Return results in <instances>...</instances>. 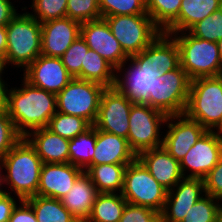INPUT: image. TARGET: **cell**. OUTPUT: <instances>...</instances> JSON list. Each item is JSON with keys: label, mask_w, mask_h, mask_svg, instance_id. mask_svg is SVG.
<instances>
[{"label": "cell", "mask_w": 222, "mask_h": 222, "mask_svg": "<svg viewBox=\"0 0 222 222\" xmlns=\"http://www.w3.org/2000/svg\"><path fill=\"white\" fill-rule=\"evenodd\" d=\"M181 34V35H180ZM169 34L177 43L180 66L192 80L222 75L217 42L192 36L187 31Z\"/></svg>", "instance_id": "cell-5"}, {"label": "cell", "mask_w": 222, "mask_h": 222, "mask_svg": "<svg viewBox=\"0 0 222 222\" xmlns=\"http://www.w3.org/2000/svg\"><path fill=\"white\" fill-rule=\"evenodd\" d=\"M23 136L16 130L6 109L0 111V160Z\"/></svg>", "instance_id": "cell-39"}, {"label": "cell", "mask_w": 222, "mask_h": 222, "mask_svg": "<svg viewBox=\"0 0 222 222\" xmlns=\"http://www.w3.org/2000/svg\"><path fill=\"white\" fill-rule=\"evenodd\" d=\"M25 201L32 207L38 222H79L61 200L35 195Z\"/></svg>", "instance_id": "cell-29"}, {"label": "cell", "mask_w": 222, "mask_h": 222, "mask_svg": "<svg viewBox=\"0 0 222 222\" xmlns=\"http://www.w3.org/2000/svg\"><path fill=\"white\" fill-rule=\"evenodd\" d=\"M92 125L85 119L57 112L50 119L48 129L59 136L71 140L87 131Z\"/></svg>", "instance_id": "cell-32"}, {"label": "cell", "mask_w": 222, "mask_h": 222, "mask_svg": "<svg viewBox=\"0 0 222 222\" xmlns=\"http://www.w3.org/2000/svg\"><path fill=\"white\" fill-rule=\"evenodd\" d=\"M137 158L168 191L184 178L180 162L175 160L163 146L143 151Z\"/></svg>", "instance_id": "cell-21"}, {"label": "cell", "mask_w": 222, "mask_h": 222, "mask_svg": "<svg viewBox=\"0 0 222 222\" xmlns=\"http://www.w3.org/2000/svg\"><path fill=\"white\" fill-rule=\"evenodd\" d=\"M19 204L13 209L9 222H38L32 207L25 200Z\"/></svg>", "instance_id": "cell-42"}, {"label": "cell", "mask_w": 222, "mask_h": 222, "mask_svg": "<svg viewBox=\"0 0 222 222\" xmlns=\"http://www.w3.org/2000/svg\"><path fill=\"white\" fill-rule=\"evenodd\" d=\"M103 18L128 57L140 53L162 33L148 13Z\"/></svg>", "instance_id": "cell-7"}, {"label": "cell", "mask_w": 222, "mask_h": 222, "mask_svg": "<svg viewBox=\"0 0 222 222\" xmlns=\"http://www.w3.org/2000/svg\"><path fill=\"white\" fill-rule=\"evenodd\" d=\"M21 81V88L7 86L6 110L16 130L25 137L32 130L48 127L57 102L56 94L35 87L24 78Z\"/></svg>", "instance_id": "cell-1"}, {"label": "cell", "mask_w": 222, "mask_h": 222, "mask_svg": "<svg viewBox=\"0 0 222 222\" xmlns=\"http://www.w3.org/2000/svg\"><path fill=\"white\" fill-rule=\"evenodd\" d=\"M131 57L143 70L161 76L180 65L177 43L163 32L148 47Z\"/></svg>", "instance_id": "cell-16"}, {"label": "cell", "mask_w": 222, "mask_h": 222, "mask_svg": "<svg viewBox=\"0 0 222 222\" xmlns=\"http://www.w3.org/2000/svg\"><path fill=\"white\" fill-rule=\"evenodd\" d=\"M128 164L91 165L85 172L99 193H121Z\"/></svg>", "instance_id": "cell-26"}, {"label": "cell", "mask_w": 222, "mask_h": 222, "mask_svg": "<svg viewBox=\"0 0 222 222\" xmlns=\"http://www.w3.org/2000/svg\"><path fill=\"white\" fill-rule=\"evenodd\" d=\"M99 7L102 18L147 13L145 0H99Z\"/></svg>", "instance_id": "cell-35"}, {"label": "cell", "mask_w": 222, "mask_h": 222, "mask_svg": "<svg viewBox=\"0 0 222 222\" xmlns=\"http://www.w3.org/2000/svg\"><path fill=\"white\" fill-rule=\"evenodd\" d=\"M6 86L10 85H7L5 82H0V111L6 109Z\"/></svg>", "instance_id": "cell-46"}, {"label": "cell", "mask_w": 222, "mask_h": 222, "mask_svg": "<svg viewBox=\"0 0 222 222\" xmlns=\"http://www.w3.org/2000/svg\"><path fill=\"white\" fill-rule=\"evenodd\" d=\"M81 36V23L68 17L41 23V55L60 58Z\"/></svg>", "instance_id": "cell-19"}, {"label": "cell", "mask_w": 222, "mask_h": 222, "mask_svg": "<svg viewBox=\"0 0 222 222\" xmlns=\"http://www.w3.org/2000/svg\"><path fill=\"white\" fill-rule=\"evenodd\" d=\"M165 125L169 130L162 136V146L179 162L207 131L198 121L188 118L185 114L168 116Z\"/></svg>", "instance_id": "cell-14"}, {"label": "cell", "mask_w": 222, "mask_h": 222, "mask_svg": "<svg viewBox=\"0 0 222 222\" xmlns=\"http://www.w3.org/2000/svg\"><path fill=\"white\" fill-rule=\"evenodd\" d=\"M5 183L16 198L25 200L37 195L42 160L29 141L22 137L1 160Z\"/></svg>", "instance_id": "cell-2"}, {"label": "cell", "mask_w": 222, "mask_h": 222, "mask_svg": "<svg viewBox=\"0 0 222 222\" xmlns=\"http://www.w3.org/2000/svg\"><path fill=\"white\" fill-rule=\"evenodd\" d=\"M7 49L6 26H0V56L5 59Z\"/></svg>", "instance_id": "cell-45"}, {"label": "cell", "mask_w": 222, "mask_h": 222, "mask_svg": "<svg viewBox=\"0 0 222 222\" xmlns=\"http://www.w3.org/2000/svg\"><path fill=\"white\" fill-rule=\"evenodd\" d=\"M25 138L43 163H69V141L47 127L28 132Z\"/></svg>", "instance_id": "cell-23"}, {"label": "cell", "mask_w": 222, "mask_h": 222, "mask_svg": "<svg viewBox=\"0 0 222 222\" xmlns=\"http://www.w3.org/2000/svg\"><path fill=\"white\" fill-rule=\"evenodd\" d=\"M96 144V127L93 125L85 132L69 141V163L83 171L92 165Z\"/></svg>", "instance_id": "cell-30"}, {"label": "cell", "mask_w": 222, "mask_h": 222, "mask_svg": "<svg viewBox=\"0 0 222 222\" xmlns=\"http://www.w3.org/2000/svg\"><path fill=\"white\" fill-rule=\"evenodd\" d=\"M205 194L222 201V155L204 178Z\"/></svg>", "instance_id": "cell-41"}, {"label": "cell", "mask_w": 222, "mask_h": 222, "mask_svg": "<svg viewBox=\"0 0 222 222\" xmlns=\"http://www.w3.org/2000/svg\"><path fill=\"white\" fill-rule=\"evenodd\" d=\"M121 194L129 204L146 206L161 213L165 205L168 190L136 158L126 167Z\"/></svg>", "instance_id": "cell-6"}, {"label": "cell", "mask_w": 222, "mask_h": 222, "mask_svg": "<svg viewBox=\"0 0 222 222\" xmlns=\"http://www.w3.org/2000/svg\"><path fill=\"white\" fill-rule=\"evenodd\" d=\"M134 103L115 87H107L101 96L95 123L98 130L127 139L129 115Z\"/></svg>", "instance_id": "cell-11"}, {"label": "cell", "mask_w": 222, "mask_h": 222, "mask_svg": "<svg viewBox=\"0 0 222 222\" xmlns=\"http://www.w3.org/2000/svg\"><path fill=\"white\" fill-rule=\"evenodd\" d=\"M217 222H222V216L218 219Z\"/></svg>", "instance_id": "cell-50"}, {"label": "cell", "mask_w": 222, "mask_h": 222, "mask_svg": "<svg viewBox=\"0 0 222 222\" xmlns=\"http://www.w3.org/2000/svg\"><path fill=\"white\" fill-rule=\"evenodd\" d=\"M204 195V179H181L168 191L161 222H181L190 208Z\"/></svg>", "instance_id": "cell-17"}, {"label": "cell", "mask_w": 222, "mask_h": 222, "mask_svg": "<svg viewBox=\"0 0 222 222\" xmlns=\"http://www.w3.org/2000/svg\"><path fill=\"white\" fill-rule=\"evenodd\" d=\"M105 88L96 82L73 78L56 94L57 112L81 117L93 125Z\"/></svg>", "instance_id": "cell-8"}, {"label": "cell", "mask_w": 222, "mask_h": 222, "mask_svg": "<svg viewBox=\"0 0 222 222\" xmlns=\"http://www.w3.org/2000/svg\"><path fill=\"white\" fill-rule=\"evenodd\" d=\"M127 203L121 193H99L86 222H119Z\"/></svg>", "instance_id": "cell-28"}, {"label": "cell", "mask_w": 222, "mask_h": 222, "mask_svg": "<svg viewBox=\"0 0 222 222\" xmlns=\"http://www.w3.org/2000/svg\"><path fill=\"white\" fill-rule=\"evenodd\" d=\"M3 170V165L2 162L0 160V187H2V185L5 183V178L3 177L4 174H2ZM7 193L6 190H3L2 188H0V195Z\"/></svg>", "instance_id": "cell-47"}, {"label": "cell", "mask_w": 222, "mask_h": 222, "mask_svg": "<svg viewBox=\"0 0 222 222\" xmlns=\"http://www.w3.org/2000/svg\"><path fill=\"white\" fill-rule=\"evenodd\" d=\"M219 200L205 194L187 212L181 222H217L222 216Z\"/></svg>", "instance_id": "cell-33"}, {"label": "cell", "mask_w": 222, "mask_h": 222, "mask_svg": "<svg viewBox=\"0 0 222 222\" xmlns=\"http://www.w3.org/2000/svg\"><path fill=\"white\" fill-rule=\"evenodd\" d=\"M222 155V134L206 131L180 162L184 178L204 179ZM189 171L186 175L185 171Z\"/></svg>", "instance_id": "cell-12"}, {"label": "cell", "mask_w": 222, "mask_h": 222, "mask_svg": "<svg viewBox=\"0 0 222 222\" xmlns=\"http://www.w3.org/2000/svg\"><path fill=\"white\" fill-rule=\"evenodd\" d=\"M99 192L90 176L83 171L72 188L60 200L63 206L79 221L86 222L92 212L94 201Z\"/></svg>", "instance_id": "cell-24"}, {"label": "cell", "mask_w": 222, "mask_h": 222, "mask_svg": "<svg viewBox=\"0 0 222 222\" xmlns=\"http://www.w3.org/2000/svg\"><path fill=\"white\" fill-rule=\"evenodd\" d=\"M66 17L81 24L101 19L99 0H67Z\"/></svg>", "instance_id": "cell-36"}, {"label": "cell", "mask_w": 222, "mask_h": 222, "mask_svg": "<svg viewBox=\"0 0 222 222\" xmlns=\"http://www.w3.org/2000/svg\"><path fill=\"white\" fill-rule=\"evenodd\" d=\"M217 45H218V50H219V54H220V58H221V63H222V38L217 41Z\"/></svg>", "instance_id": "cell-49"}, {"label": "cell", "mask_w": 222, "mask_h": 222, "mask_svg": "<svg viewBox=\"0 0 222 222\" xmlns=\"http://www.w3.org/2000/svg\"><path fill=\"white\" fill-rule=\"evenodd\" d=\"M182 0H145L146 12L164 32L177 18Z\"/></svg>", "instance_id": "cell-31"}, {"label": "cell", "mask_w": 222, "mask_h": 222, "mask_svg": "<svg viewBox=\"0 0 222 222\" xmlns=\"http://www.w3.org/2000/svg\"><path fill=\"white\" fill-rule=\"evenodd\" d=\"M5 64L25 70L41 55V23L28 12L17 15L6 25Z\"/></svg>", "instance_id": "cell-4"}, {"label": "cell", "mask_w": 222, "mask_h": 222, "mask_svg": "<svg viewBox=\"0 0 222 222\" xmlns=\"http://www.w3.org/2000/svg\"><path fill=\"white\" fill-rule=\"evenodd\" d=\"M191 79L179 65L154 83V95H149V106L167 116L184 114L190 91Z\"/></svg>", "instance_id": "cell-10"}, {"label": "cell", "mask_w": 222, "mask_h": 222, "mask_svg": "<svg viewBox=\"0 0 222 222\" xmlns=\"http://www.w3.org/2000/svg\"><path fill=\"white\" fill-rule=\"evenodd\" d=\"M17 15L11 0H0V26H6Z\"/></svg>", "instance_id": "cell-44"}, {"label": "cell", "mask_w": 222, "mask_h": 222, "mask_svg": "<svg viewBox=\"0 0 222 222\" xmlns=\"http://www.w3.org/2000/svg\"><path fill=\"white\" fill-rule=\"evenodd\" d=\"M83 172L71 163H43L37 195L60 200Z\"/></svg>", "instance_id": "cell-20"}, {"label": "cell", "mask_w": 222, "mask_h": 222, "mask_svg": "<svg viewBox=\"0 0 222 222\" xmlns=\"http://www.w3.org/2000/svg\"><path fill=\"white\" fill-rule=\"evenodd\" d=\"M137 158L128 140L96 128V144L92 165L130 164Z\"/></svg>", "instance_id": "cell-22"}, {"label": "cell", "mask_w": 222, "mask_h": 222, "mask_svg": "<svg viewBox=\"0 0 222 222\" xmlns=\"http://www.w3.org/2000/svg\"><path fill=\"white\" fill-rule=\"evenodd\" d=\"M167 117L165 113L148 104L132 105L127 140L136 156L143 151L162 146L163 137H160L163 134H160V128L165 124Z\"/></svg>", "instance_id": "cell-9"}, {"label": "cell", "mask_w": 222, "mask_h": 222, "mask_svg": "<svg viewBox=\"0 0 222 222\" xmlns=\"http://www.w3.org/2000/svg\"><path fill=\"white\" fill-rule=\"evenodd\" d=\"M11 192L0 195V222H9V218L17 203Z\"/></svg>", "instance_id": "cell-43"}, {"label": "cell", "mask_w": 222, "mask_h": 222, "mask_svg": "<svg viewBox=\"0 0 222 222\" xmlns=\"http://www.w3.org/2000/svg\"><path fill=\"white\" fill-rule=\"evenodd\" d=\"M4 68H7L5 60L0 56V82H6L2 79V74L5 73V71L3 72Z\"/></svg>", "instance_id": "cell-48"}, {"label": "cell", "mask_w": 222, "mask_h": 222, "mask_svg": "<svg viewBox=\"0 0 222 222\" xmlns=\"http://www.w3.org/2000/svg\"><path fill=\"white\" fill-rule=\"evenodd\" d=\"M187 32L203 40L212 42L220 40L222 38V7L194 24Z\"/></svg>", "instance_id": "cell-34"}, {"label": "cell", "mask_w": 222, "mask_h": 222, "mask_svg": "<svg viewBox=\"0 0 222 222\" xmlns=\"http://www.w3.org/2000/svg\"><path fill=\"white\" fill-rule=\"evenodd\" d=\"M23 78L31 85L58 94L73 77L61 58L39 55L25 70Z\"/></svg>", "instance_id": "cell-15"}, {"label": "cell", "mask_w": 222, "mask_h": 222, "mask_svg": "<svg viewBox=\"0 0 222 222\" xmlns=\"http://www.w3.org/2000/svg\"><path fill=\"white\" fill-rule=\"evenodd\" d=\"M88 50L89 47L85 40L79 36L60 57L73 78L81 79V66L84 64L85 54Z\"/></svg>", "instance_id": "cell-38"}, {"label": "cell", "mask_w": 222, "mask_h": 222, "mask_svg": "<svg viewBox=\"0 0 222 222\" xmlns=\"http://www.w3.org/2000/svg\"><path fill=\"white\" fill-rule=\"evenodd\" d=\"M81 37L89 49L96 51L115 68L128 59L104 18L82 23Z\"/></svg>", "instance_id": "cell-18"}, {"label": "cell", "mask_w": 222, "mask_h": 222, "mask_svg": "<svg viewBox=\"0 0 222 222\" xmlns=\"http://www.w3.org/2000/svg\"><path fill=\"white\" fill-rule=\"evenodd\" d=\"M184 114L207 131L222 134V75L191 80Z\"/></svg>", "instance_id": "cell-3"}, {"label": "cell", "mask_w": 222, "mask_h": 222, "mask_svg": "<svg viewBox=\"0 0 222 222\" xmlns=\"http://www.w3.org/2000/svg\"><path fill=\"white\" fill-rule=\"evenodd\" d=\"M116 68L96 51L89 49L81 66V80L99 83L103 86L114 87Z\"/></svg>", "instance_id": "cell-27"}, {"label": "cell", "mask_w": 222, "mask_h": 222, "mask_svg": "<svg viewBox=\"0 0 222 222\" xmlns=\"http://www.w3.org/2000/svg\"><path fill=\"white\" fill-rule=\"evenodd\" d=\"M222 7V0H182L178 18L163 32L188 31L194 24Z\"/></svg>", "instance_id": "cell-25"}, {"label": "cell", "mask_w": 222, "mask_h": 222, "mask_svg": "<svg viewBox=\"0 0 222 222\" xmlns=\"http://www.w3.org/2000/svg\"><path fill=\"white\" fill-rule=\"evenodd\" d=\"M33 12H28L40 23L66 17L67 0H33Z\"/></svg>", "instance_id": "cell-37"}, {"label": "cell", "mask_w": 222, "mask_h": 222, "mask_svg": "<svg viewBox=\"0 0 222 222\" xmlns=\"http://www.w3.org/2000/svg\"><path fill=\"white\" fill-rule=\"evenodd\" d=\"M126 61L127 63L131 61L127 68L125 66L127 64ZM126 61L116 68L114 87L134 104L149 105V95H154V83L161 74L143 70L132 57H128ZM122 71L124 72L123 76L120 73Z\"/></svg>", "instance_id": "cell-13"}, {"label": "cell", "mask_w": 222, "mask_h": 222, "mask_svg": "<svg viewBox=\"0 0 222 222\" xmlns=\"http://www.w3.org/2000/svg\"><path fill=\"white\" fill-rule=\"evenodd\" d=\"M119 222H161V213L146 206L127 203Z\"/></svg>", "instance_id": "cell-40"}]
</instances>
